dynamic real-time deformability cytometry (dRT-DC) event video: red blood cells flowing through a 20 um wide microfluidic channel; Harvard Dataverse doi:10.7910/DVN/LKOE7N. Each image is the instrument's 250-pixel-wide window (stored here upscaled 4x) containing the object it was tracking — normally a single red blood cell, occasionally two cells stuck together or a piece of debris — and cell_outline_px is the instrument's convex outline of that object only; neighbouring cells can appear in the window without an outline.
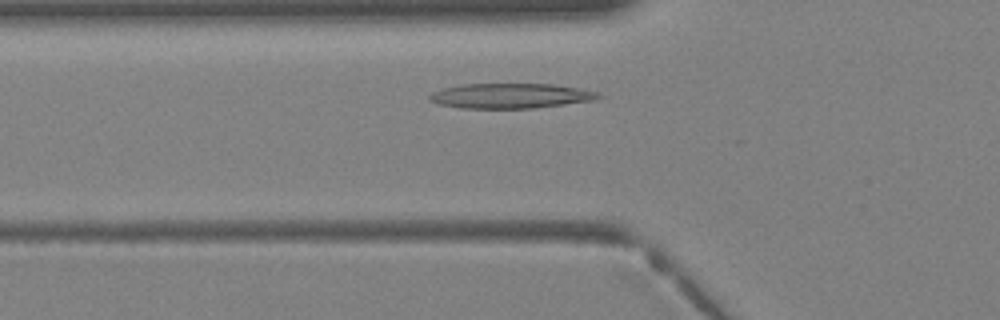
{"species": "Egyptian fruit bat (a non-hibernating species)", "species_latin": "Rousettus aegyptiacus", "temperature_condition": "warm", "stored_images_in_passage": 30, "camera_frame_rate_fps": 3000, "um_per_image_px": 0.085, "animal": {"sex": "female"}, "frame": {"image": 1, "passage_image": 5, "time_ms": 1.333, "image_size_px": [1000, 320], "cell_outline_px": [[604, 96], [596, 100], [532, 108], [460, 108], [440, 104], [428, 100], [428, 96], [432, 92], [444, 88], [460, 84], [552, 84], [576, 88], [596, 92]], "centroid_in_image_um": [43.37, 8.14], "position_along_channel_um": 82.4, "area_um2": 24.45}}
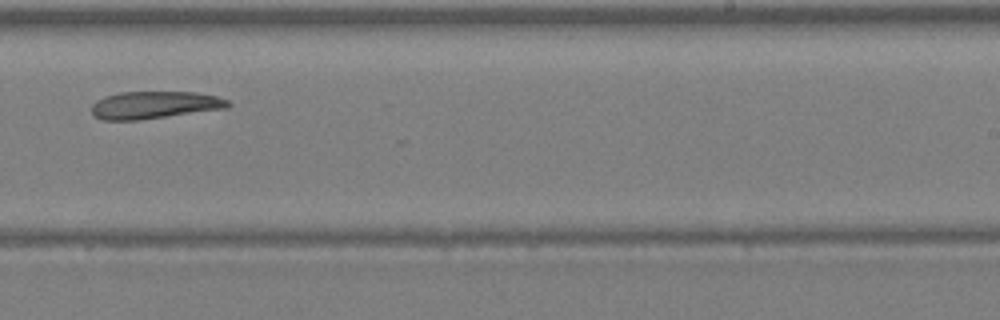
{"frame": {"image": 2, "passage_image": 16, "time_ms": 5.0, "image_size_px": [1000, 320], "cell_outline_px": [[232, 104], [228, 108], [140, 120], [104, 120], [96, 116], [92, 112], [92, 104], [96, 100], [104, 96], [120, 92], [196, 92], [216, 96], [228, 100]], "centroid_in_image_um": [13.15, 8.92], "position_along_channel_um": 275.9, "area_um2": 21.85}}
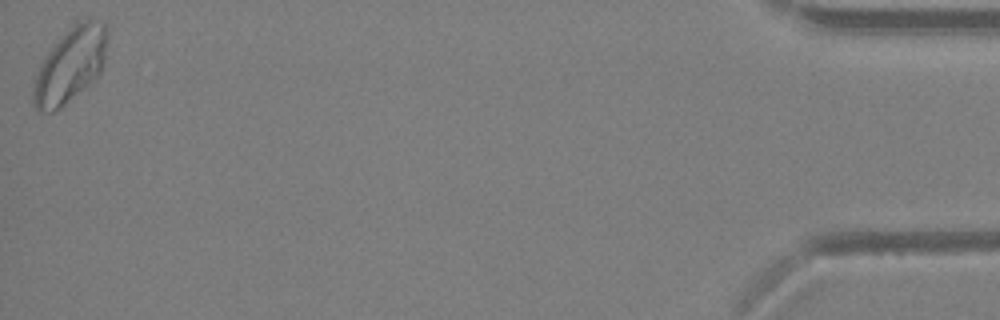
{"frame": {"image": 3, "passage_image": 30, "time_ms": 9.667, "image_size_px": [1000, 320], "cell_outline_px": [[108, 36], [104, 60], [100, 72], [88, 84], [60, 108], [52, 112], [40, 112], [32, 104], [32, 84], [40, 64], [48, 52], [76, 24], [84, 20], [96, 20], [108, 24]], "centroid_in_image_um": [5.96, 5.57], "position_along_channel_um": 429.2, "area_um2": 31.56}}